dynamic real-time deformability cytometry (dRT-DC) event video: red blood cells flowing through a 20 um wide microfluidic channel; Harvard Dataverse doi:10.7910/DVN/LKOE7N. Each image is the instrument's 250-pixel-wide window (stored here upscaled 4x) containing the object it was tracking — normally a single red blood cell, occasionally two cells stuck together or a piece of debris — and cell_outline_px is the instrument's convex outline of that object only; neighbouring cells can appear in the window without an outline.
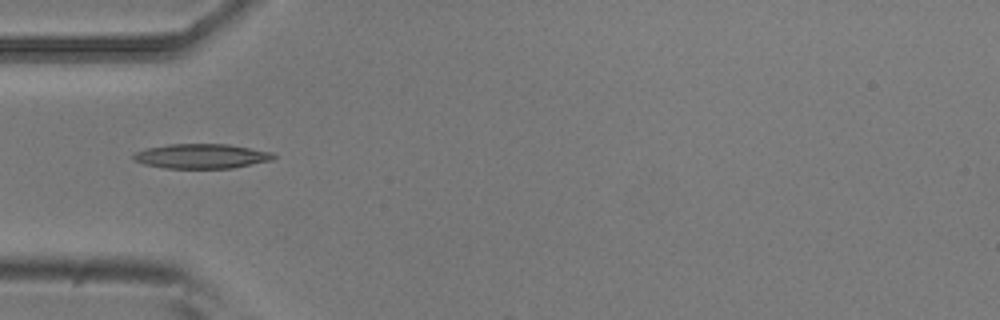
{"species": "common noctule bat (a hibernating species)", "species_latin": "Nyctalus noctula", "temperature_condition": "room temperature", "stored_images_in_passage": 6, "camera_frame_rate_fps": 3000, "um_per_image_px": 0.085, "animal": {"sex": "male", "body_mass_g": 20.5, "forearm_length_mm": 52.5}, "frame": {"image": 1, "passage_image": 5, "time_ms": 1.333, "image_size_px": [1000, 320], "cell_outline_px": [[276, 156], [272, 160], [232, 168], [164, 168], [144, 164], [132, 160], [132, 156], [136, 152], [144, 148], [168, 144], [228, 144], [272, 152]], "centroid_in_image_um": [17.08, 13.27], "position_along_channel_um": 67.9, "area_um2": 20.17}}